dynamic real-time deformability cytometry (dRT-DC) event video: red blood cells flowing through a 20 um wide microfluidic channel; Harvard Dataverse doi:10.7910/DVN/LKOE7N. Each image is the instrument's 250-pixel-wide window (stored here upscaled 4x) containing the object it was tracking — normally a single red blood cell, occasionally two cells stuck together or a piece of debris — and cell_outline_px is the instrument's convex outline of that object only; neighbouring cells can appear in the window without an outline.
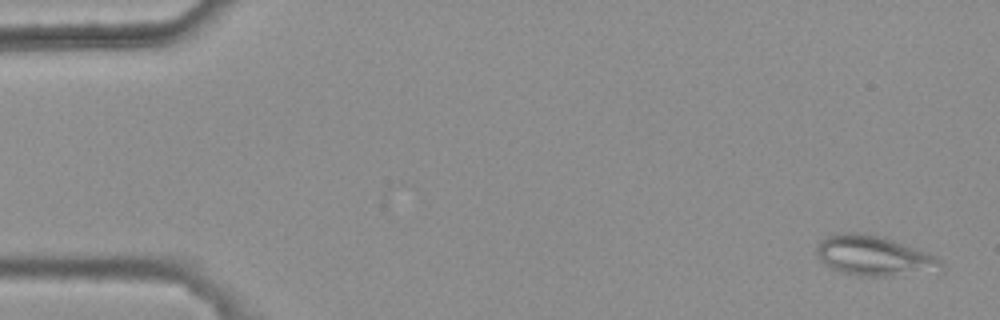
{"species": "common noctule bat (a hibernating species)", "species_latin": "Nyctalus noctula", "temperature_condition": "warm", "stored_images_in_passage": 4, "camera_frame_rate_fps": 3000, "um_per_image_px": 0.085, "animal": {"sex": "female", "body_mass_g": 25.1}, "frame": {"image": 1, "passage_image": 1, "time_ms": 0.0, "image_size_px": [1000, 320], "cell_outline_px": [[944, 272], [892, 276], [860, 276], [840, 272], [824, 264], [816, 256], [816, 248], [820, 240], [828, 236], [840, 232], [864, 232], [884, 236], [928, 252], [936, 256], [944, 264]], "centroid_in_image_um": [74.36, 21.75], "position_along_channel_um": 10.6, "area_um2": 29.94}}